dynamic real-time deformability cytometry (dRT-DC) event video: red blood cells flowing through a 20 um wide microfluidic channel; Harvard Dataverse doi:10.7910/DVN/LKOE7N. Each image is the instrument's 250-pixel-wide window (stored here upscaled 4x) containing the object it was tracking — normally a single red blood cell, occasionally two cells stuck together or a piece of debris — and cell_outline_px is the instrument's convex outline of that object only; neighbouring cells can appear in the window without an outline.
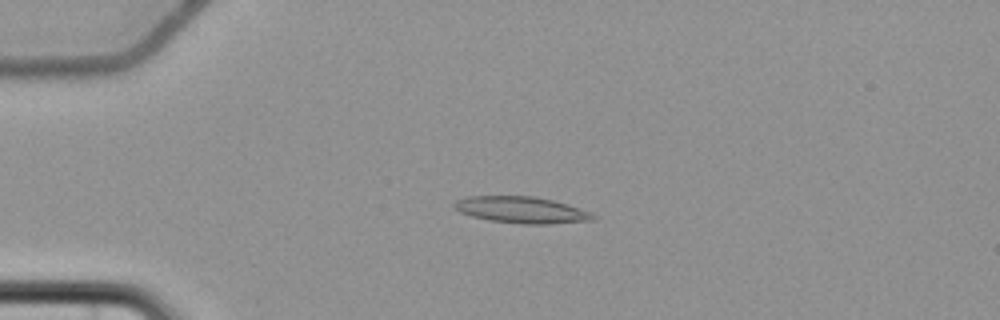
{"species": "common noctule bat (a hibernating species)", "species_latin": "Nyctalus noctula", "temperature_condition": "cold", "stored_images_in_passage": 5, "camera_frame_rate_fps": 3000, "um_per_image_px": 0.085, "animal": {"sex": "female", "body_mass_g": 22.7, "forearm_length_mm": 54.2}, "frame": {"image": 1, "passage_image": 5, "time_ms": 5.0, "image_size_px": [1000, 320], "cell_outline_px": [[596, 220], [548, 224], [524, 224], [488, 220], [472, 216], [460, 212], [452, 208], [452, 204], [456, 200], [468, 196], [532, 196], [552, 200], [568, 204], [592, 212], [596, 216]], "centroid_in_image_um": [44.33, 17.84], "position_along_channel_um": 40.7, "area_um2": 21.62}}